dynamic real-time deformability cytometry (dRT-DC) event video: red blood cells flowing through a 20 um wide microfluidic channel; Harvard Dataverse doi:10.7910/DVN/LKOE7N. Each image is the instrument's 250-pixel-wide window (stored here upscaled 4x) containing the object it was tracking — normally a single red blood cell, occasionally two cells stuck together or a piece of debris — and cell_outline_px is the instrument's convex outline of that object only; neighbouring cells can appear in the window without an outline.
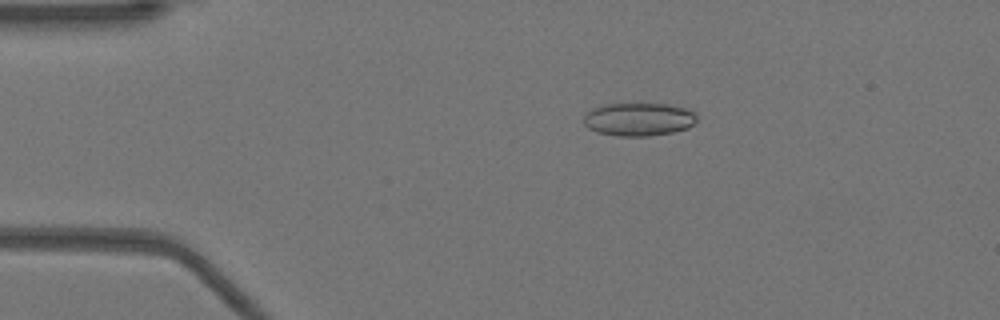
{"species": "Egyptian fruit bat (a non-hibernating species)", "species_latin": "Rousettus aegyptiacus", "temperature_condition": "warm", "stored_images_in_passage": 52, "camera_frame_rate_fps": 3000, "um_per_image_px": 0.085, "animal": {"sex": "female"}, "frame": {"image": 1, "passage_image": 10, "time_ms": 3.0, "image_size_px": [1000, 320], "cell_outline_px": [[696, 124], [688, 128], [672, 132], [648, 136], [616, 136], [596, 132], [588, 128], [584, 124], [584, 116], [592, 108], [604, 104], [668, 104], [688, 108], [696, 112]], "centroid_in_image_um": [54.32, 10.14], "position_along_channel_um": 30.7, "area_um2": 22.08}}
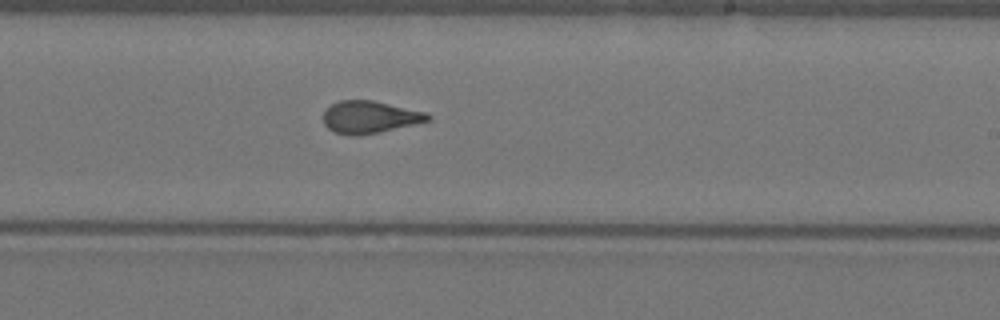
{"frame": {"image": 2, "passage_image": 31, "time_ms": 10.0, "image_size_px": [1000, 320], "cell_outline_px": [[432, 120], [420, 124], [380, 132], [356, 136], [348, 136], [336, 132], [328, 128], [324, 124], [320, 116], [332, 104], [340, 100], [372, 100], [428, 112], [432, 116]], "centroid_in_image_um": [31.47, 9.96], "position_along_channel_um": 257.5, "area_um2": 20.17}}
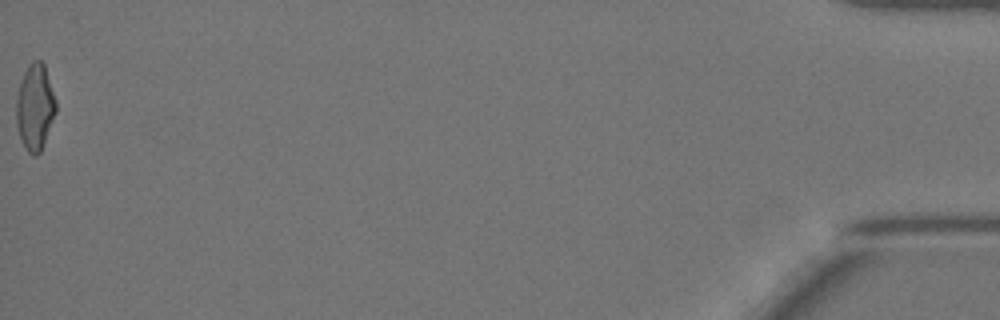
{"frame": {"image": 3, "passage_image": 52, "time_ms": 17.0, "image_size_px": [1000, 320], "cell_outline_px": [[56, 112], [40, 152], [36, 156], [32, 156], [28, 152], [20, 136], [16, 124], [16, 100], [20, 84], [24, 72], [28, 64], [32, 60], [40, 60], [44, 64], [56, 100]], "centroid_in_image_um": [2.97, 9.09], "position_along_channel_um": 432.2, "area_um2": 19.71}, "authors_computed_cell_mechanics": {"area_um2": 20.23, "velocity_mm_per_s": 3.9502, "shape_relaxation_time_tau1_ms": 10.8595, "shape_relaxation_time_tau2_ms": 1.3326, "deformation_change_tau1": 0.2763, "deformation_change_tau2": 0.0861}}